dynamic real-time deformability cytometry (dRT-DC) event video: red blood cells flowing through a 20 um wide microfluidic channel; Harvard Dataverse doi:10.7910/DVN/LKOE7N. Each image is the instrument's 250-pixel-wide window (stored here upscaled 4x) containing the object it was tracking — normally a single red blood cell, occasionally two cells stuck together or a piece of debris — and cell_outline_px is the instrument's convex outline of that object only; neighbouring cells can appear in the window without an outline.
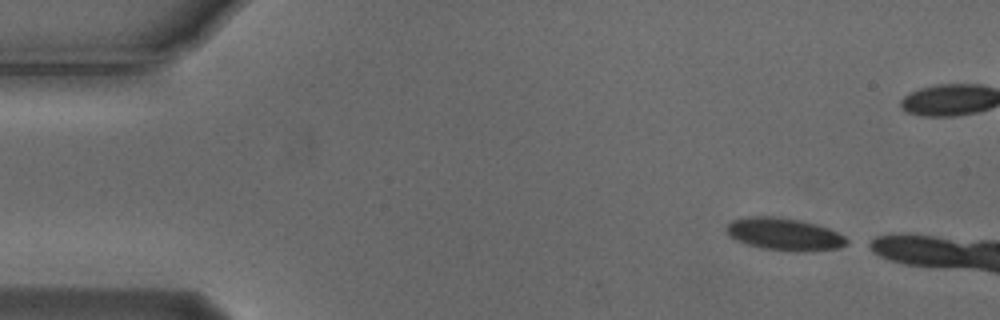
{"species": "Egyptian fruit bat (a non-hibernating species)", "species_latin": "Rousettus aegyptiacus", "temperature_condition": "cold", "stored_images_in_passage": 5, "camera_frame_rate_fps": 3000, "um_per_image_px": 0.085, "animal": {"sex": "male"}, "frame": {"image": 1, "passage_image": 1, "time_ms": 0.0, "image_size_px": [1000, 320], "cell_outline_px": [[848, 244], [840, 248], [804, 252], [796, 252], [760, 248], [736, 240], [728, 236], [728, 224], [732, 220], [748, 216], [772, 216], [800, 220], [816, 224], [828, 228], [844, 236], [848, 240]], "centroid_in_image_um": [66.69, 19.92], "position_along_channel_um": 18.3, "area_um2": 22.77}}